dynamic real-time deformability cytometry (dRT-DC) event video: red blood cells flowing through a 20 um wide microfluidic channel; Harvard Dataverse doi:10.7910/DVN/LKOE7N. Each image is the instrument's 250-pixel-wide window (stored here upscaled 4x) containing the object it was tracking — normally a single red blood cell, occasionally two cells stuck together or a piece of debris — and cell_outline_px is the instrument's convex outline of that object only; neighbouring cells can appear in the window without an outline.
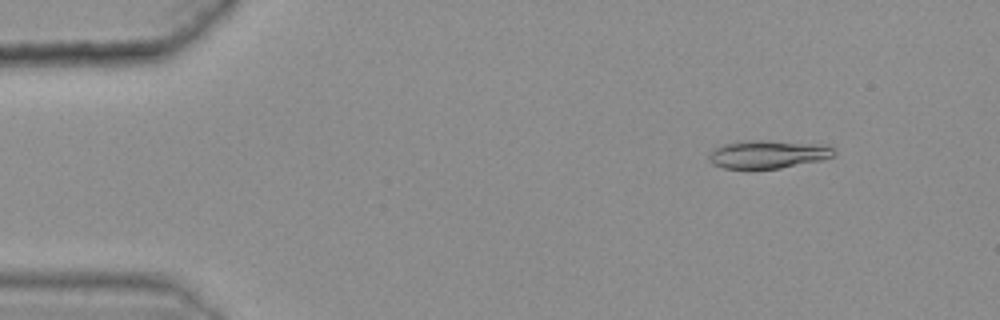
{"species": "common noctule bat (a hibernating species)", "species_latin": "Nyctalus noctula", "temperature_condition": "warm", "stored_images_in_passage": 49, "camera_frame_rate_fps": 3000, "um_per_image_px": 0.085, "animal": {"sex": "female", "body_mass_g": 25.1}, "frame": {"image": 1, "passage_image": 7, "time_ms": 2.0, "image_size_px": [1000, 320], "cell_outline_px": [[836, 156], [820, 160], [780, 168], [724, 168], [712, 164], [708, 160], [708, 156], [716, 148], [724, 144], [744, 140], [764, 140], [812, 144], [832, 148], [836, 152]], "centroid_in_image_um": [65.23, 13.12], "position_along_channel_um": 19.8, "area_um2": 20.06}}
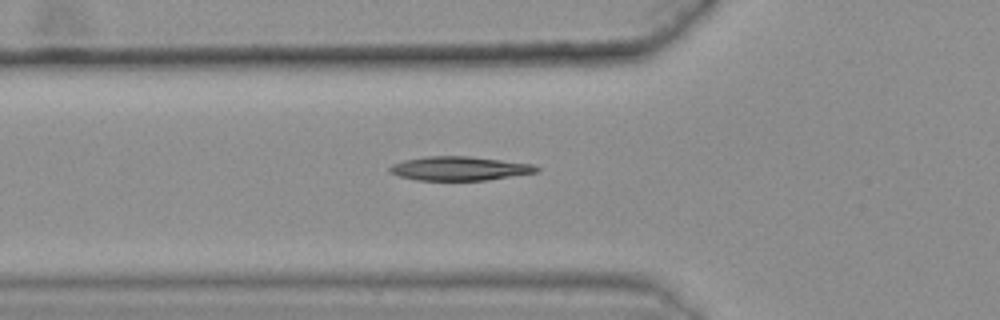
{"frame": {"image": 2, "passage_image": 20, "time_ms": 6.333, "image_size_px": [1000, 320], "cell_outline_px": [[540, 168], [536, 172], [488, 180], [416, 180], [400, 176], [388, 172], [388, 168], [392, 164], [404, 160], [428, 156], [468, 156], [536, 164]], "centroid_in_image_um": [39.05, 14.32], "position_along_channel_um": 86.7, "area_um2": 20.52}}
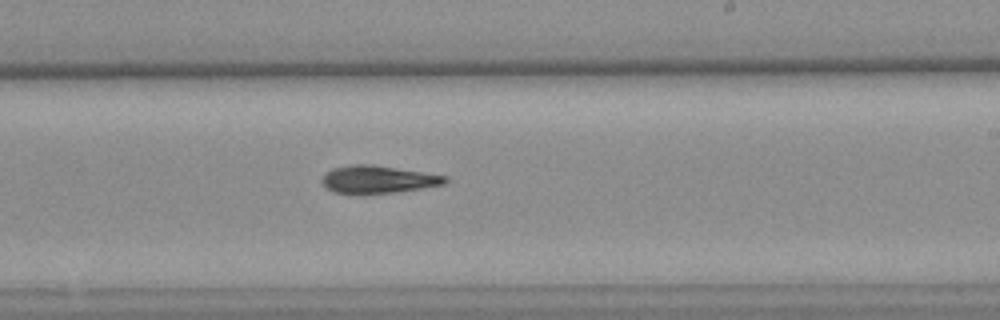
{"frame": {"image": 3, "passage_image": 34, "time_ms": 11.0, "image_size_px": [1000, 320], "cell_outline_px": [[448, 180], [444, 184], [420, 188], [392, 192], [332, 192], [320, 180], [332, 168], [352, 164], [372, 164], [424, 172], [448, 176]], "centroid_in_image_um": [32.15, 15.21], "position_along_channel_um": 256.8, "area_um2": 19.25}, "authors_computed_cell_mechanics": {"area_um2": 19.9988, "velocity_mm_per_s": 3.6439, "shape_relaxation_time_tau1_ms": 10.3024, "shape_relaxation_time_tau2_ms": null, "deformation_change_tau1": 0.2181, "deformation_change_tau2": null}}